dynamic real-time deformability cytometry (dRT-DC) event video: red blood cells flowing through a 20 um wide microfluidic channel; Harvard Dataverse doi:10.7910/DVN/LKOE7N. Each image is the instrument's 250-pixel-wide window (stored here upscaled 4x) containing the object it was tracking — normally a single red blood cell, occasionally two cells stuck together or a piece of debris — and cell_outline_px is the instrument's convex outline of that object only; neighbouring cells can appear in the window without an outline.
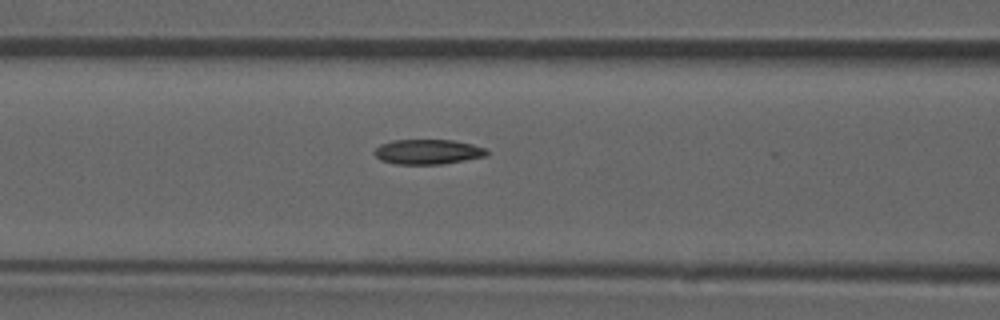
{"species": "common noctule bat (a hibernating species)", "species_latin": "Nyctalus noctula", "temperature_condition": "room temperature", "stored_images_in_passage": 45, "camera_frame_rate_fps": 3000, "um_per_image_px": 0.085, "animal": {"sex": "male", "forearm_length_mm": 52.5}, "frame": {"image": 1, "passage_image": 14, "time_ms": 4.333, "image_size_px": [1000, 320], "cell_outline_px": [[488, 156], [440, 164], [396, 164], [380, 160], [372, 152], [380, 144], [392, 140], [452, 140], [472, 144], [488, 148]], "centroid_in_image_um": [36.37, 12.9], "position_along_channel_um": 130.2, "area_um2": 16.42}, "authors_computed_cell_mechanics": {"area_um2": 16.5308, "velocity_mm_per_s": 3.8802, "shape_relaxation_time_tau1_ms": null, "shape_relaxation_time_tau2_ms": 5.1646, "deformation_change_tau1": null, "deformation_change_tau2": 0.1134}}